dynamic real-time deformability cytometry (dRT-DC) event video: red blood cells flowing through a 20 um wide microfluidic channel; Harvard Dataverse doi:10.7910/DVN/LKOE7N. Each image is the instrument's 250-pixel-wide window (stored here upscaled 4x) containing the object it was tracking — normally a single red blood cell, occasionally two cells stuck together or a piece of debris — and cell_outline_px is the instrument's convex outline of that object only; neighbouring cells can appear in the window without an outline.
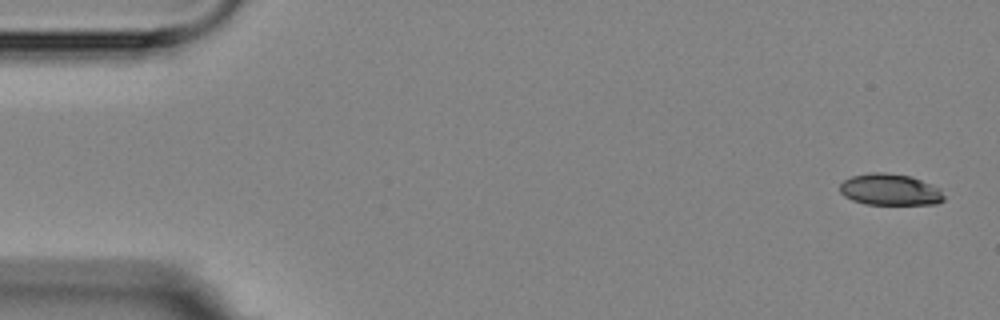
{"species": "Egyptian fruit bat (a non-hibernating species)", "species_latin": "Rousettus aegyptiacus", "temperature_condition": "room temperature", "stored_images_in_passage": 7, "camera_frame_rate_fps": 3000, "um_per_image_px": 0.085, "animal": {"sex": "female"}, "frame": {"image": 1, "passage_image": 1, "time_ms": 0.0, "image_size_px": [1000, 320], "cell_outline_px": [[944, 200], [936, 204], [864, 204], [852, 200], [844, 196], [840, 192], [840, 184], [844, 180], [852, 176], [872, 172], [884, 172], [908, 176], [920, 180], [940, 188], [944, 196]], "centroid_in_image_um": [75.64, 16.12], "position_along_channel_um": 9.4, "area_um2": 19.02}}
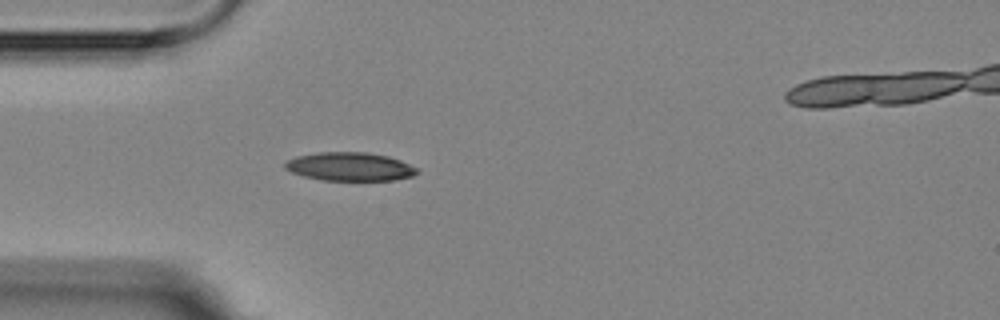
{"frame": {"image": 2, "passage_image": 5, "time_ms": 4.667, "image_size_px": [1000, 320], "cell_outline_px": [[420, 172], [412, 176], [396, 180], [320, 180], [304, 176], [292, 172], [284, 168], [284, 164], [288, 160], [296, 156], [316, 152], [368, 152], [388, 156], [400, 160], [416, 168]], "centroid_in_image_um": [29.73, 14.16], "position_along_channel_um": 55.3, "area_um2": 21.96}}